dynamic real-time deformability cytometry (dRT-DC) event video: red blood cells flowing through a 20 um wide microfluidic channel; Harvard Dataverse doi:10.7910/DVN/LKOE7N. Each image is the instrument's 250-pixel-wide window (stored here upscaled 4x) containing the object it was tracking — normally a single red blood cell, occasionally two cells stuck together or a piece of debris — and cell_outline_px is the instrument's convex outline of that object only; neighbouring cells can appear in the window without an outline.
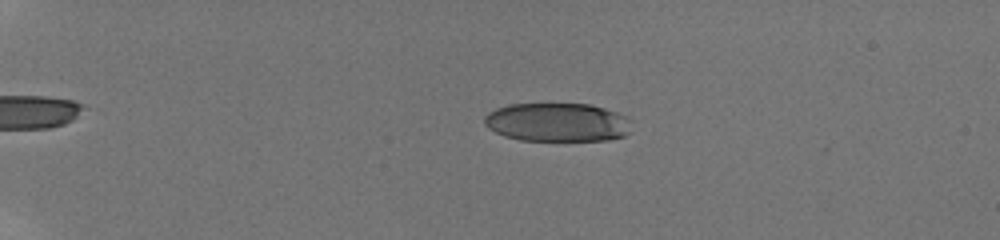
{"species": "human", "species_latin": "Homo sapiens", "temperature_condition": "room temperature", "stored_images_in_passage": 56, "camera_frame_rate_fps": 3000, "um_per_image_px": 0.085, "donor": {"sex": "male"}, "frame": {"image": 1, "passage_image": 15, "time_ms": 4.667, "image_size_px": [1000, 240], "cell_outline_px": [[632, 132], [624, 136], [608, 140], [520, 140], [504, 136], [488, 128], [484, 124], [484, 116], [488, 112], [496, 108], [508, 104], [592, 104], [628, 116]], "centroid_in_image_um": [47.38, 10.39], "position_along_channel_um": 37.6, "area_um2": 33.41}}
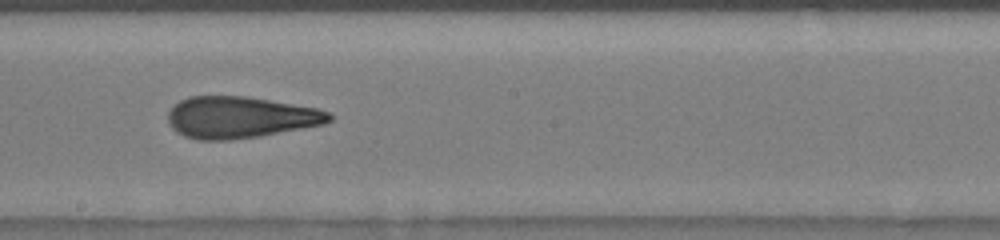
{"frame": {"image": 2, "passage_image": 36, "time_ms": 11.667, "image_size_px": [1000, 240], "cell_outline_px": [[332, 120], [324, 124], [260, 136], [232, 140], [200, 140], [184, 136], [176, 132], [168, 124], [168, 112], [180, 100], [188, 96], [244, 96], [316, 108], [328, 112], [332, 116]], "centroid_in_image_um": [20.38, 9.98], "position_along_channel_um": 227.8, "area_um2": 38.96}}
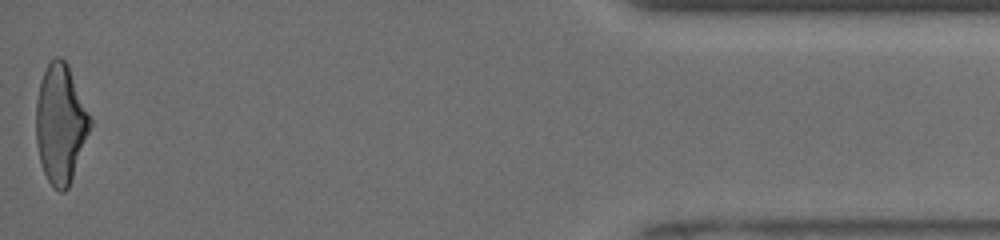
{"frame": {"image": 3, "passage_image": 56, "time_ms": 18.333, "image_size_px": [1000, 240], "cell_outline_px": [[92, 124], [68, 188], [64, 192], [60, 192], [48, 180], [44, 172], [40, 160], [36, 144], [36, 100], [40, 84], [44, 72], [48, 64], [56, 56], [60, 56], [68, 64], [92, 120]], "centroid_in_image_um": [5.14, 10.51], "position_along_channel_um": 430.1, "area_um2": 37.11}, "authors_computed_cell_mechanics": {"area_um2": 37.8301, "velocity_mm_per_s": 3.9999, "shape_relaxation_time_tau1_ms": 8.6907, "shape_relaxation_time_tau2_ms": 1.4435, "deformation_change_tau1": 0.2592, "deformation_change_tau2": 0.1089}}